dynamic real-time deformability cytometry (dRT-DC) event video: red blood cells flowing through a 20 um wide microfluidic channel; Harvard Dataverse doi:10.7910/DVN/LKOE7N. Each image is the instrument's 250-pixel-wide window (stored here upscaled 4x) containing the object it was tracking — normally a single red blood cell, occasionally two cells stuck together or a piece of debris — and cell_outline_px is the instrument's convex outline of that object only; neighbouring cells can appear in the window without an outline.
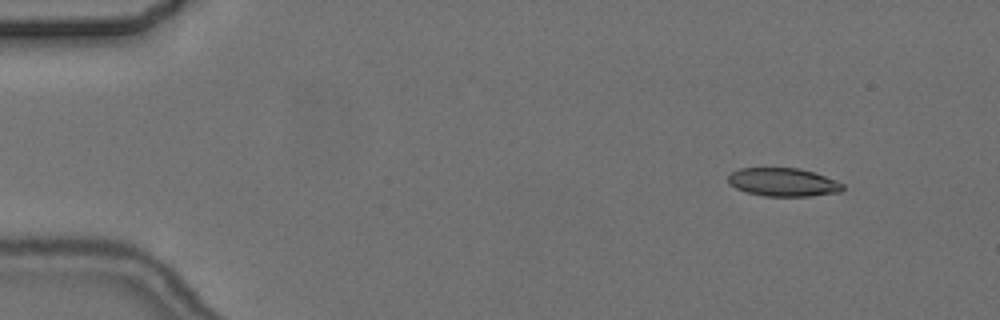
{"species": "common noctule bat (a hibernating species)", "species_latin": "Nyctalus noctula", "temperature_condition": "cold", "stored_images_in_passage": 4, "camera_frame_rate_fps": 3000, "um_per_image_px": 0.085, "animal": {"sex": "female", "body_mass_g": 24.6, "forearm_length_mm": 56.2}, "frame": {"image": 1, "passage_image": 1, "time_ms": 0.0, "image_size_px": [1000, 320], "cell_outline_px": [[844, 188], [840, 192], [812, 196], [764, 196], [748, 192], [736, 188], [728, 184], [728, 176], [732, 172], [740, 168], [800, 168], [824, 176], [844, 184]], "centroid_in_image_um": [66.56, 15.49], "position_along_channel_um": 18.4, "area_um2": 18.84}}
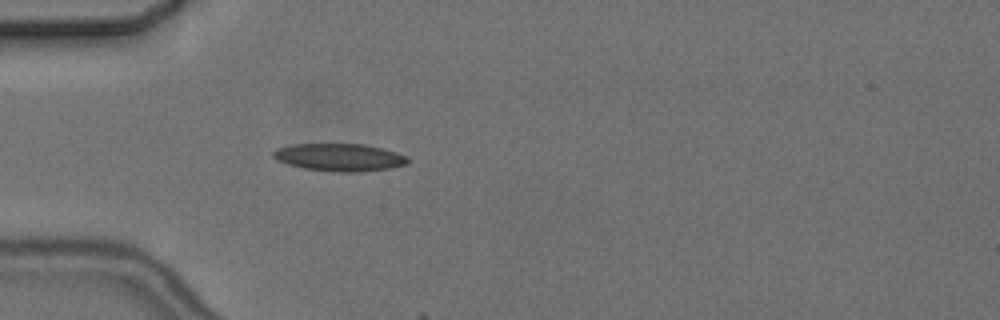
{"frame": {"image": 2, "passage_image": 4, "time_ms": 3.667, "image_size_px": [1000, 320], "cell_outline_px": [[408, 164], [388, 168], [356, 172], [340, 172], [304, 168], [288, 164], [276, 160], [272, 156], [272, 152], [276, 148], [292, 144], [364, 144], [396, 152], [408, 156]], "centroid_in_image_um": [28.83, 13.36], "position_along_channel_um": 56.2, "area_um2": 21.5}}